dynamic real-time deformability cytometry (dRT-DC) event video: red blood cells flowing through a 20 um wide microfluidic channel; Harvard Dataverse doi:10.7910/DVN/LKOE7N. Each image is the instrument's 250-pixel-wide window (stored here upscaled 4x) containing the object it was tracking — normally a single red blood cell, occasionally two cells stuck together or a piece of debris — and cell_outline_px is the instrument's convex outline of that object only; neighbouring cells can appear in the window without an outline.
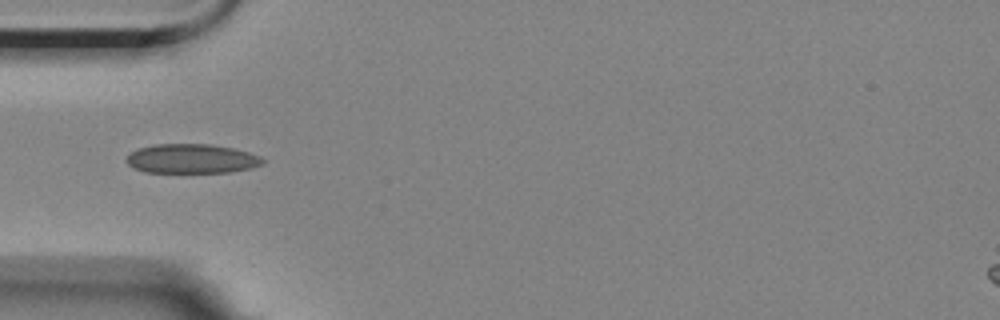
{"species": "Egyptian fruit bat (a non-hibernating species)", "species_latin": "Rousettus aegyptiacus", "temperature_condition": "room temperature", "stored_images_in_passage": 7, "camera_frame_rate_fps": 3000, "um_per_image_px": 0.085, "animal": {"sex": "female"}, "frame": {"image": 1, "passage_image": 4, "time_ms": 3.667, "image_size_px": [1000, 320], "cell_outline_px": [[264, 164], [252, 168], [228, 172], [144, 172], [132, 168], [124, 160], [136, 148], [152, 144], [208, 144], [232, 148], [248, 152], [260, 156], [264, 160]], "centroid_in_image_um": [16.26, 13.49], "position_along_channel_um": 68.7, "area_um2": 23.41}}
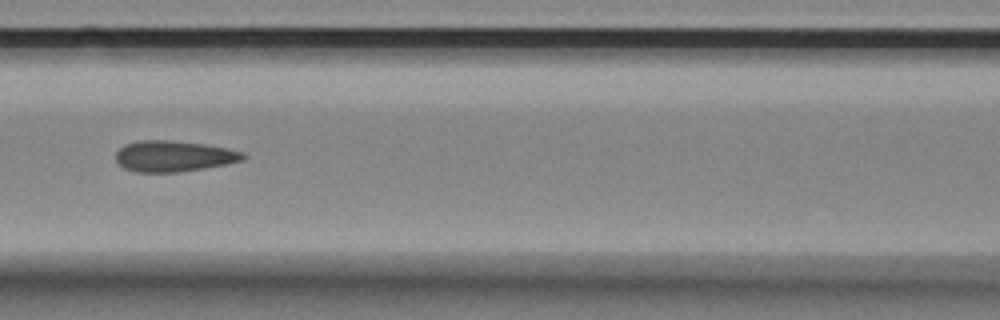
{"frame": {"image": 2, "passage_image": 6, "time_ms": 6.0, "image_size_px": [1000, 320], "cell_outline_px": [[248, 156], [244, 160], [224, 164], [176, 172], [136, 172], [124, 168], [116, 160], [116, 152], [124, 144], [140, 140], [168, 140], [204, 144], [228, 148], [244, 152]], "centroid_in_image_um": [14.76, 13.26], "position_along_channel_um": 151.8, "area_um2": 22.83}}
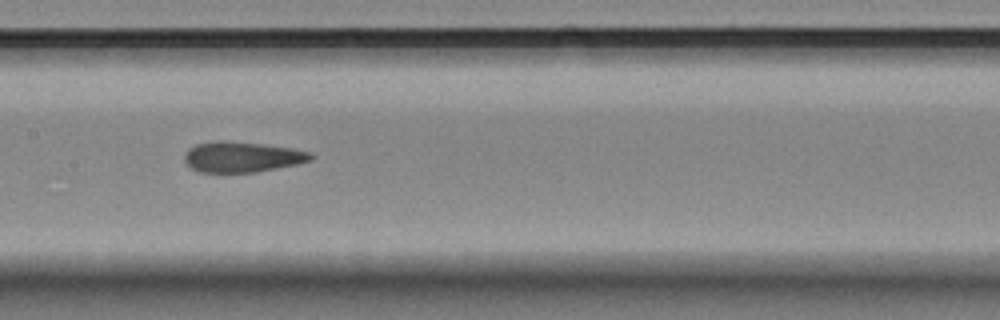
{"frame": {"image": 3, "passage_image": 7, "time_ms": 7.0, "image_size_px": [1000, 320], "cell_outline_px": [[312, 160], [296, 164], [256, 172], [200, 172], [192, 168], [184, 160], [184, 152], [188, 148], [196, 144], [220, 140], [224, 140], [260, 144], [292, 148], [312, 152]], "centroid_in_image_um": [20.55, 13.33], "position_along_channel_um": 186.8, "area_um2": 22.37}}